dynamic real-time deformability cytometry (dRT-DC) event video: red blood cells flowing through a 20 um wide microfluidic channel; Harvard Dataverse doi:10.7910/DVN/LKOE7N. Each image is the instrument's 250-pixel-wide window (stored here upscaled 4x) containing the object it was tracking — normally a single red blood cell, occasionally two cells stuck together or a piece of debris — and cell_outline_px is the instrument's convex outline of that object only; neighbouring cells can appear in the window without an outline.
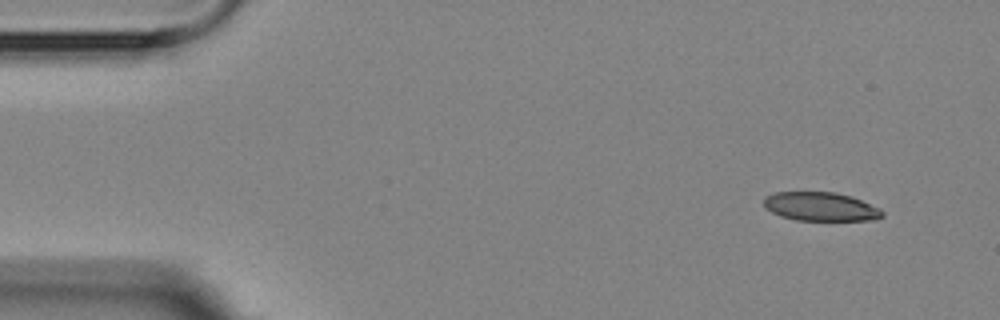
{"species": "Egyptian fruit bat (a non-hibernating species)", "species_latin": "Rousettus aegyptiacus", "temperature_condition": "room temperature", "stored_images_in_passage": 5, "camera_frame_rate_fps": 3000, "um_per_image_px": 0.085, "animal": {"sex": "female"}, "frame": {"image": 1, "passage_image": 1, "time_ms": 0.0, "image_size_px": [1000, 320], "cell_outline_px": [[884, 216], [876, 220], [796, 220], [780, 216], [764, 208], [764, 196], [776, 192], [836, 192], [852, 196], [880, 208], [884, 212]], "centroid_in_image_um": [69.77, 17.56], "position_along_channel_um": 15.2, "area_um2": 20.06}}
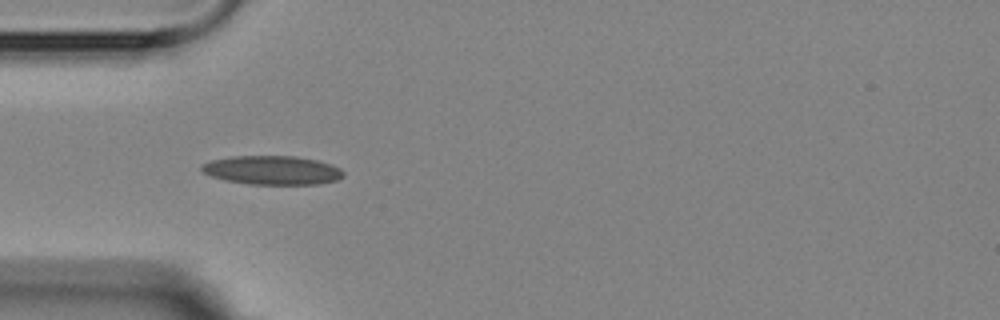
{"frame": {"image": 2, "passage_image": 4, "time_ms": 4.0, "image_size_px": [1000, 320], "cell_outline_px": [[344, 176], [336, 180], [316, 184], [248, 184], [224, 180], [212, 176], [204, 172], [200, 168], [200, 164], [212, 160], [232, 156], [296, 156], [316, 160], [340, 168], [344, 172]], "centroid_in_image_um": [23.11, 14.46], "position_along_channel_um": 61.9, "area_um2": 23.76}}
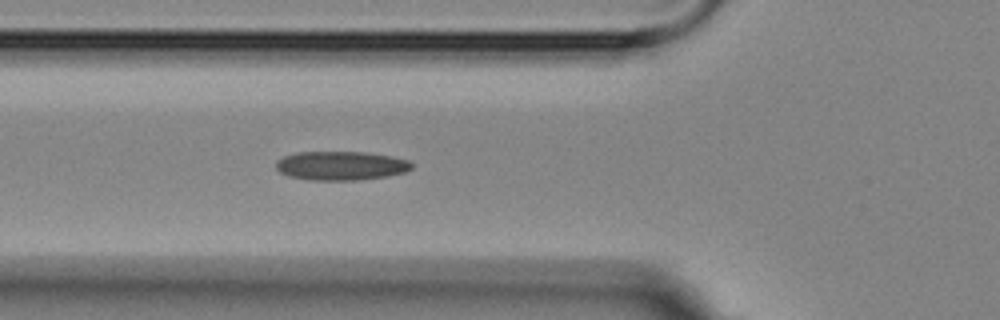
{"frame": {"image": 3, "passage_image": 5, "time_ms": 5.0, "image_size_px": [1000, 320], "cell_outline_px": [[412, 168], [404, 172], [388, 176], [356, 180], [312, 180], [288, 176], [280, 172], [276, 168], [276, 160], [284, 156], [296, 152], [364, 152], [392, 156], [408, 160], [412, 164]], "centroid_in_image_um": [28.96, 14.08], "position_along_channel_um": 96.8, "area_um2": 22.89}}